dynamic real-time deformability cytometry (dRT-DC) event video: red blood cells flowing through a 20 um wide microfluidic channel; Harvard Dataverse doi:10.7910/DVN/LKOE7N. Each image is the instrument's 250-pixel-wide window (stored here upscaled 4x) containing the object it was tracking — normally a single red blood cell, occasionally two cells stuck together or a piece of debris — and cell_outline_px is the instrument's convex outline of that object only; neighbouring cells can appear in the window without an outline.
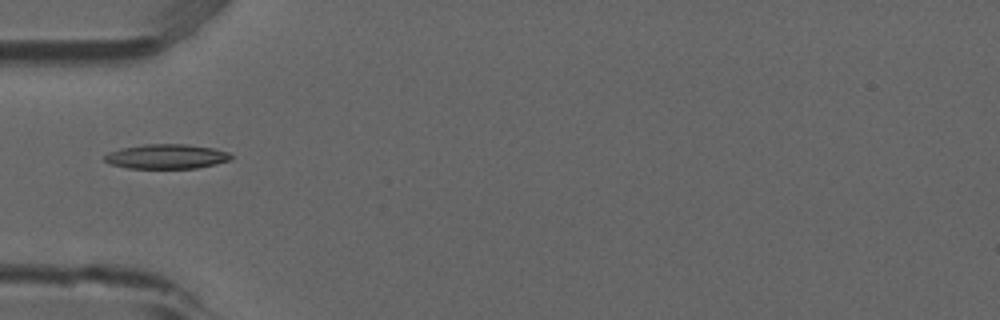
{"species": "common noctule bat (a hibernating species)", "species_latin": "Nyctalus noctula", "temperature_condition": "room temperature", "stored_images_in_passage": 2, "camera_frame_rate_fps": 3000, "um_per_image_px": 0.085, "animal": {"sex": "male", "forearm_length_mm": 52.5}, "frame": {"image": 1, "passage_image": 2, "time_ms": 0.333, "image_size_px": [1000, 320], "cell_outline_px": [[232, 156], [228, 160], [216, 164], [196, 168], [128, 168], [108, 164], [104, 160], [104, 156], [108, 152], [120, 148], [144, 144], [188, 144], [216, 148], [228, 152]], "centroid_in_image_um": [14.12, 13.29], "position_along_channel_um": 70.9, "area_um2": 18.26}}